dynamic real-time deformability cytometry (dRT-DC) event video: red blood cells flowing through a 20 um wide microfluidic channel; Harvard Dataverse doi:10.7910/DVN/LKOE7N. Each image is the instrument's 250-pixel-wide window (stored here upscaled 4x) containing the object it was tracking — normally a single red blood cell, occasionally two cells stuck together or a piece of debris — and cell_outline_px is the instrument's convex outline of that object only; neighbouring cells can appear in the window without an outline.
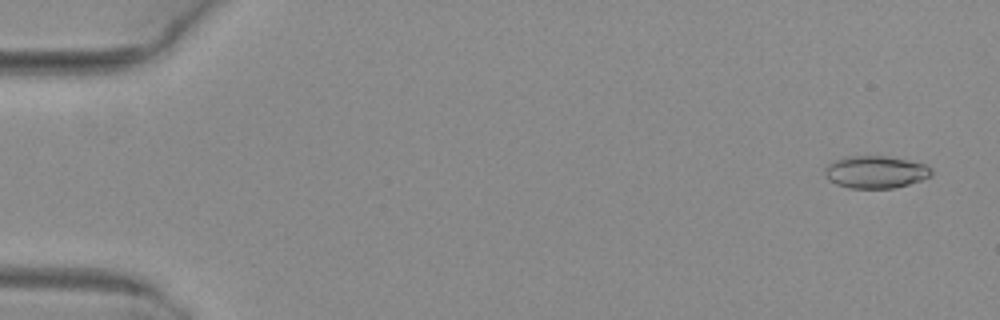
{"species": "common noctule bat (a hibernating species)", "species_latin": "Nyctalus noctula", "temperature_condition": "warm", "stored_images_in_passage": 4, "camera_frame_rate_fps": 3000, "um_per_image_px": 0.085, "animal": {"sex": "female", "body_mass_g": 29.2, "forearm_length_mm": 56.3}, "frame": {"image": 1, "passage_image": 1, "time_ms": 0.0, "image_size_px": [1000, 320], "cell_outline_px": [[932, 176], [908, 184], [892, 188], [848, 188], [836, 184], [828, 180], [824, 172], [828, 164], [844, 156], [888, 156], [908, 160], [924, 164], [932, 168]], "centroid_in_image_um": [74.42, 14.62], "position_along_channel_um": 10.6, "area_um2": 20.11}}
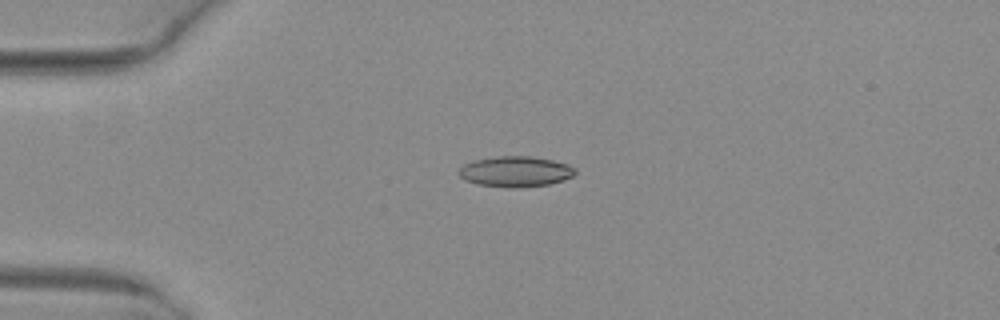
{"frame": {"image": 2, "passage_image": 4, "time_ms": 1.0, "image_size_px": [1000, 320], "cell_outline_px": [[576, 172], [572, 176], [564, 180], [548, 184], [520, 188], [504, 188], [476, 184], [464, 180], [456, 172], [464, 164], [472, 160], [496, 156], [532, 156], [552, 160], [568, 164], [576, 168]], "centroid_in_image_um": [43.78, 14.59], "position_along_channel_um": 41.2, "area_um2": 21.1}}